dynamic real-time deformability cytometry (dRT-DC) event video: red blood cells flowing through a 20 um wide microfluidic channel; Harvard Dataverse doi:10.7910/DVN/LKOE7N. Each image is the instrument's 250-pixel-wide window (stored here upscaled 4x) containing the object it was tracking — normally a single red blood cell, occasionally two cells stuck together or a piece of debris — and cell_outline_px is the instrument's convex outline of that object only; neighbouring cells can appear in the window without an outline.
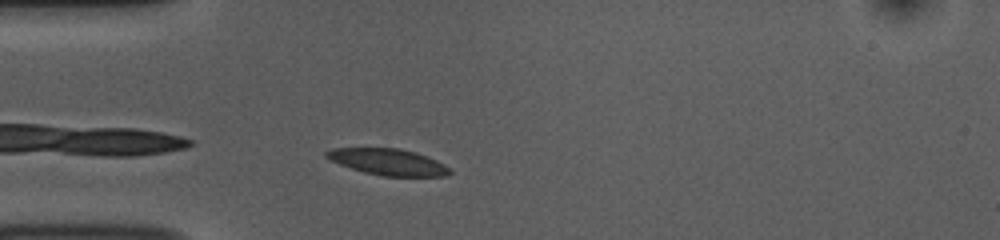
{"species": "common noctule bat (a hibernating species)", "species_latin": "Nyctalus noctula", "temperature_condition": "room temperature", "stored_images_in_passage": 31, "camera_frame_rate_fps": 3000, "um_per_image_px": 0.085, "animal": {"sex": "female", "body_mass_g": 10.0, "forearm_length_mm": 53.1}, "frame": {"image": 1, "passage_image": 2, "time_ms": 0.333, "image_size_px": [1000, 240], "cell_outline_px": [[452, 172], [448, 176], [380, 176], [364, 172], [328, 160], [324, 156], [324, 152], [332, 148], [400, 148], [416, 152], [428, 156], [452, 168]], "centroid_in_image_um": [33.0, 13.76], "position_along_channel_um": 52.0, "area_um2": 19.19}}
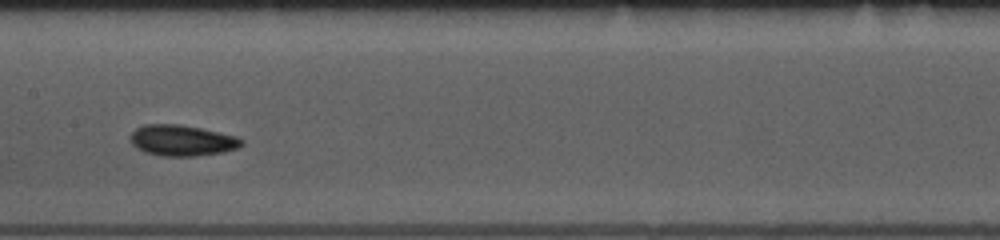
{"frame": {"image": 2, "passage_image": 14, "time_ms": 4.333, "image_size_px": [1000, 240], "cell_outline_px": [[244, 144], [236, 148], [224, 152], [196, 156], [160, 156], [144, 152], [136, 148], [132, 144], [128, 136], [136, 128], [144, 124], [180, 124], [200, 128], [236, 136], [244, 140]], "centroid_in_image_um": [15.44, 11.94], "position_along_channel_um": 192.0, "area_um2": 20.23}}
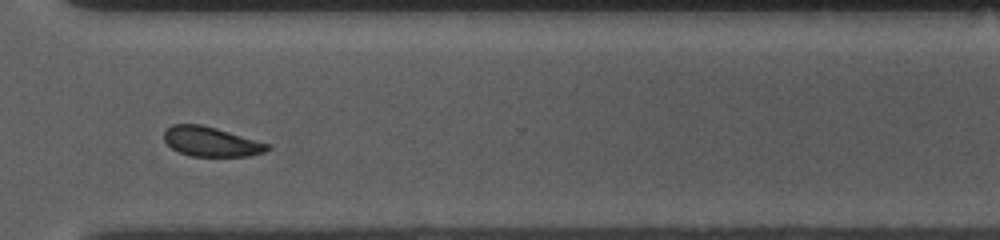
{"frame": {"image": 3, "passage_image": 27, "time_ms": 8.667, "image_size_px": [1000, 240], "cell_outline_px": [[272, 148], [264, 152], [248, 156], [192, 156], [180, 152], [172, 148], [164, 140], [164, 132], [172, 124], [200, 124], [216, 128], [268, 144]], "centroid_in_image_um": [17.92, 12.04], "position_along_channel_um": 352.7, "area_um2": 17.57}, "authors_computed_cell_mechanics": {"area_um2": 19.363, "velocity_mm_per_s": 3.7089, "shape_relaxation_time_tau1_ms": 2.6047, "shape_relaxation_time_tau2_ms": 2.3785, "deformation_change_tau1": 0.0796, "deformation_change_tau2": 0.062}}